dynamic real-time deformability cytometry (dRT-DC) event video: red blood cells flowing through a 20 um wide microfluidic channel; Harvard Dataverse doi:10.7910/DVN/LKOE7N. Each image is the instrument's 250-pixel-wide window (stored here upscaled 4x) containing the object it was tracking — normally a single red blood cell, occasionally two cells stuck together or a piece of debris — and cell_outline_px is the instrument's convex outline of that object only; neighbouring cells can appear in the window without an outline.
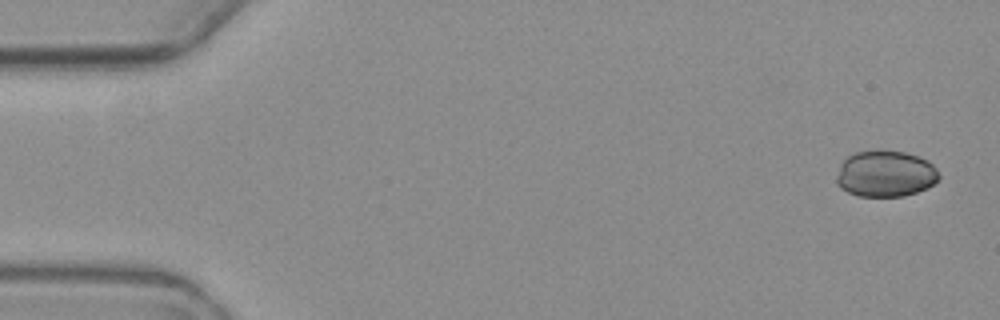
{"species": "common noctule bat (a hibernating species)", "species_latin": "Nyctalus noctula", "temperature_condition": "warm", "stored_images_in_passage": 5, "camera_frame_rate_fps": 3000, "um_per_image_px": 0.085, "animal": {"sex": "female", "body_mass_g": 19.3, "forearm_length_mm": 54.1}, "frame": {"image": 1, "passage_image": 1, "time_ms": 0.0, "image_size_px": [1000, 320], "cell_outline_px": [[940, 176], [928, 188], [904, 196], [856, 196], [840, 188], [836, 180], [836, 176], [840, 164], [848, 156], [856, 152], [880, 148], [904, 152], [928, 160], [936, 168]], "centroid_in_image_um": [75.24, 14.75], "position_along_channel_um": 9.8, "area_um2": 27.98}}
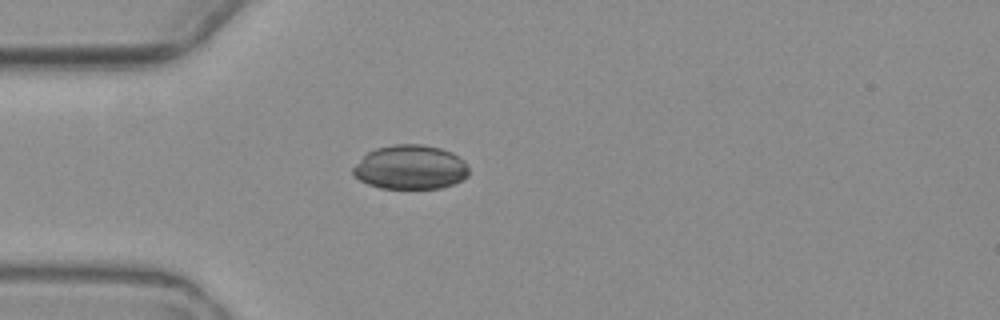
{"frame": {"image": 2, "passage_image": 4, "time_ms": 4.667, "image_size_px": [1000, 320], "cell_outline_px": [[468, 176], [452, 184], [440, 188], [380, 188], [368, 184], [360, 180], [352, 172], [352, 168], [368, 152], [376, 148], [392, 144], [424, 144], [440, 148], [452, 152], [464, 160], [468, 168]], "centroid_in_image_um": [34.89, 14.2], "position_along_channel_um": 50.1, "area_um2": 29.77}}